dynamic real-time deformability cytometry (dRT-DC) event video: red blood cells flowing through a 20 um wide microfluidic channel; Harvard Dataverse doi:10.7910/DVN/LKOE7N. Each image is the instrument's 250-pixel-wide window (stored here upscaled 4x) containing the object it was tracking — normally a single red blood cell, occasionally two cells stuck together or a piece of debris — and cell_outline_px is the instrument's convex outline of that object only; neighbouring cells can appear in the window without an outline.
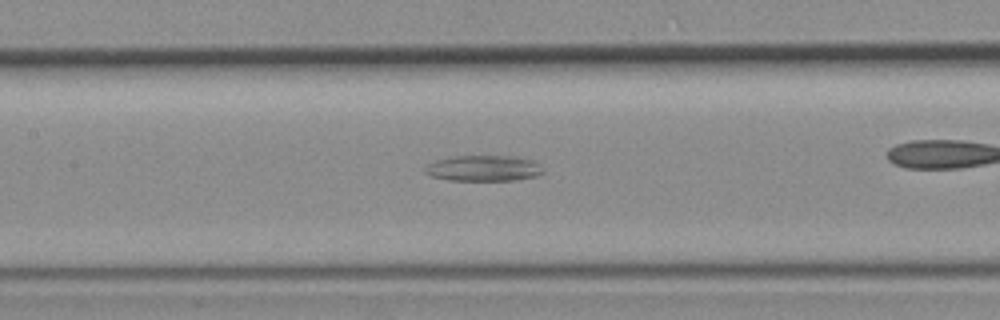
{"species": "common noctule bat (a hibernating species)", "species_latin": "Nyctalus noctula", "temperature_condition": "room temperature", "stored_images_in_passage": 33, "segment_of_instrument_passage": [1, 2], "camera_frame_rate_fps": 3000, "um_per_image_px": 0.085, "animal": {"sex": "female", "body_mass_g": 19.3, "forearm_length_mm": 54.1}, "frame": {"image": 1, "passage_image": 19, "time_ms": 6.0, "image_size_px": [1000, 320], "cell_outline_px": [[544, 172], [536, 176], [516, 180], [448, 180], [432, 176], [424, 172], [424, 168], [428, 164], [436, 160], [456, 156], [508, 156], [532, 160], [544, 168]], "centroid_in_image_um": [41.1, 14.31], "position_along_channel_um": 166.3, "area_um2": 17.63}}
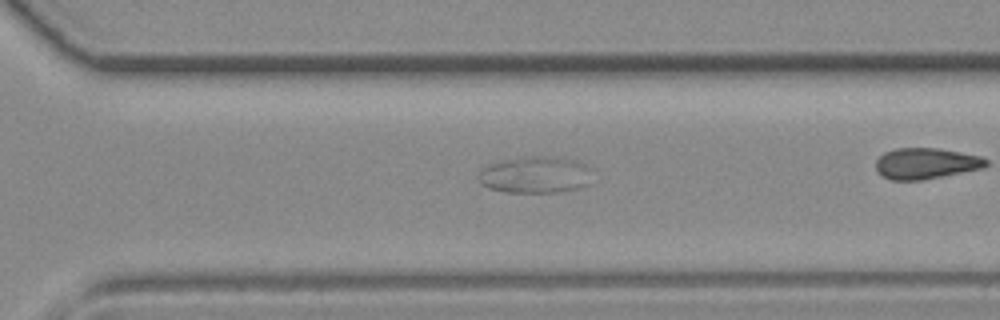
{"frame": {"image": 2, "passage_image": 29, "time_ms": 9.333, "image_size_px": [1000, 320], "cell_outline_px": [[592, 184], [580, 188], [560, 192], [504, 192], [488, 188], [480, 184], [476, 176], [488, 164], [504, 160], [532, 156], [536, 156], [568, 160], [584, 164], [588, 168]], "centroid_in_image_um": [45.46, 14.9], "position_along_channel_um": 325.1, "area_um2": 24.1}}
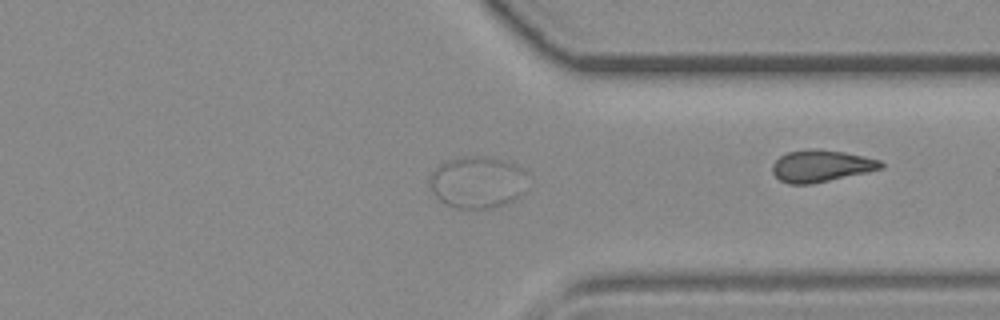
{"frame": {"image": 3, "passage_image": 32, "time_ms": 10.333, "image_size_px": [1000, 320], "cell_outline_px": [[528, 172], [524, 192], [520, 196], [512, 200], [492, 208], [456, 208], [444, 204], [432, 192], [428, 180], [432, 172], [444, 160], [464, 156], [488, 156], [504, 160]], "centroid_in_image_um": [40.56, 15.47], "position_along_channel_um": 370.8, "area_um2": 29.88}}